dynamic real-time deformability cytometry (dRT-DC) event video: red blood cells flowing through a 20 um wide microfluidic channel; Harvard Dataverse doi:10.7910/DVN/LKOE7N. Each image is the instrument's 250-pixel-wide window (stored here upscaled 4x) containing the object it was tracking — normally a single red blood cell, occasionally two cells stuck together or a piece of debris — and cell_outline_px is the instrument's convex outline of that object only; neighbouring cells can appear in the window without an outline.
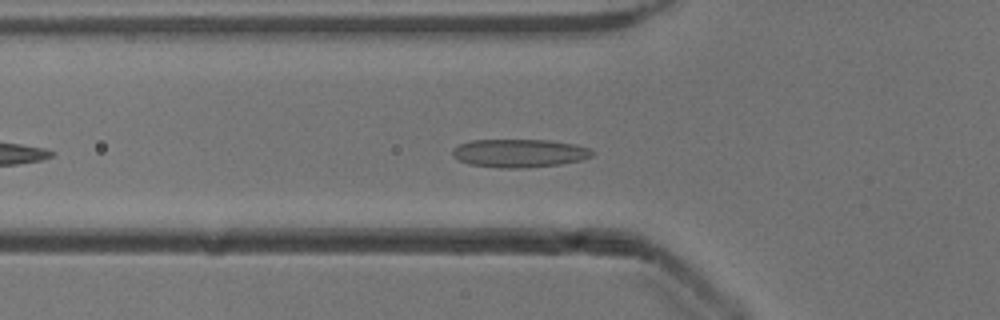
{"species": "common noctule bat (a hibernating species)", "species_latin": "Nyctalus noctula", "temperature_condition": "cold", "stored_images_in_passage": 39, "camera_frame_rate_fps": 3000, "um_per_image_px": 0.085, "animal": {"sex": "male", "body_mass_g": 13.3}, "frame": {"image": 1, "passage_image": 7, "time_ms": 2.0, "image_size_px": [1000, 320], "cell_outline_px": [[596, 152], [592, 156], [580, 160], [560, 164], [528, 168], [500, 168], [468, 164], [452, 156], [452, 148], [468, 140], [548, 140], [572, 144], [588, 148]], "centroid_in_image_um": [44.11, 13.02], "position_along_channel_um": 81.7, "area_um2": 23.06}}
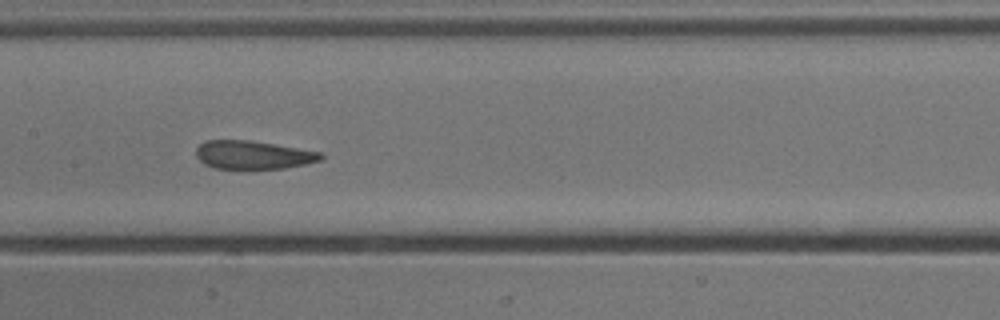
{"frame": {"image": 2, "passage_image": 15, "time_ms": 4.667, "image_size_px": [1000, 320], "cell_outline_px": [[324, 156], [320, 160], [304, 164], [284, 168], [216, 168], [204, 164], [196, 156], [196, 148], [200, 144], [208, 140], [248, 140], [320, 152]], "centroid_in_image_um": [21.47, 13.16], "position_along_channel_um": 185.9, "area_um2": 20.17}}
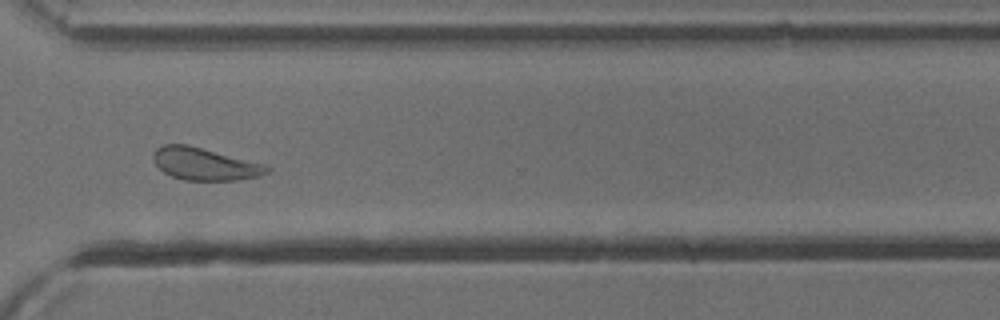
{"frame": {"image": 3, "passage_image": 28, "time_ms": 9.0, "image_size_px": [1000, 320], "cell_outline_px": [[272, 168], [268, 172], [260, 176], [240, 180], [184, 180], [172, 176], [164, 172], [156, 164], [152, 156], [152, 152], [156, 148], [164, 144], [188, 144], [268, 164]], "centroid_in_image_um": [17.45, 13.93], "position_along_channel_um": 353.1, "area_um2": 21.79}, "authors_computed_cell_mechanics": {"area_um2": 21.6172, "velocity_mm_per_s": 3.866, "shape_relaxation_time_tau1_ms": 8.3261, "shape_relaxation_time_tau2_ms": 1.291, "deformation_change_tau1": 0.1625, "deformation_change_tau2": 0.0758}}